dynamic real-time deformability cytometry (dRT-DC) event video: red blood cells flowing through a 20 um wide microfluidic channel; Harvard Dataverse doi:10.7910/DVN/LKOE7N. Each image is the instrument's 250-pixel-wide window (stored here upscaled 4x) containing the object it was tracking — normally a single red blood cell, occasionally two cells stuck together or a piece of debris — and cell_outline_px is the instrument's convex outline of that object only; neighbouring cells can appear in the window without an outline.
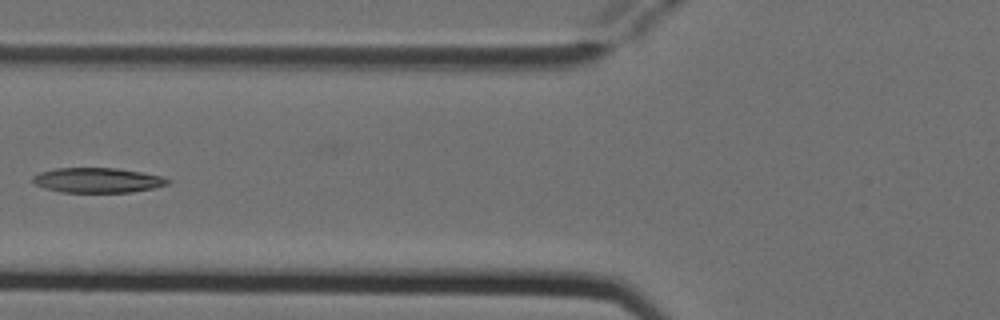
{"species": "Egyptian fruit bat (a non-hibernating species)", "species_latin": "Rousettus aegyptiacus", "temperature_condition": "cold", "stored_images_in_passage": 5, "camera_frame_rate_fps": 3000, "um_per_image_px": 0.085, "animal": {"sex": "female"}, "frame": {"image": 1, "passage_image": 4, "time_ms": 1.0, "image_size_px": [1000, 320], "cell_outline_px": [[172, 180], [168, 184], [156, 188], [132, 192], [60, 192], [44, 188], [36, 184], [32, 180], [32, 176], [40, 172], [56, 168], [116, 168], [164, 176]], "centroid_in_image_um": [8.33, 15.32], "position_along_channel_um": 117.5, "area_um2": 19.71}}
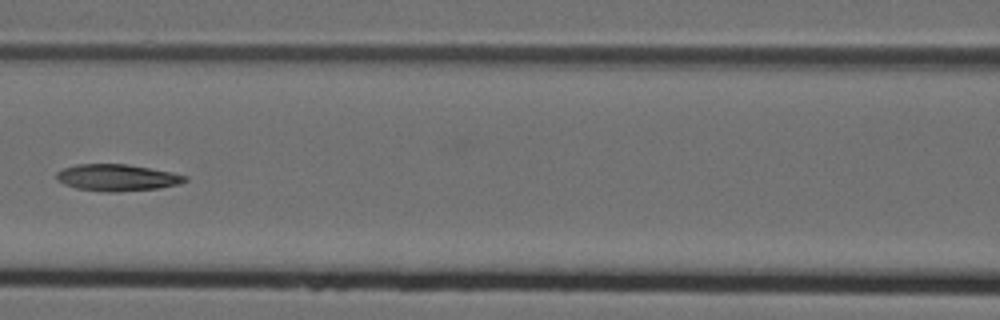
{"frame": {"image": 2, "passage_image": 5, "time_ms": 1.333, "image_size_px": [1000, 320], "cell_outline_px": [[188, 180], [180, 184], [160, 188], [116, 192], [104, 192], [76, 188], [64, 184], [56, 180], [56, 172], [64, 168], [76, 164], [128, 164], [172, 172], [188, 176]], "centroid_in_image_um": [9.96, 15.1], "position_along_channel_um": 156.6, "area_um2": 20.17}}